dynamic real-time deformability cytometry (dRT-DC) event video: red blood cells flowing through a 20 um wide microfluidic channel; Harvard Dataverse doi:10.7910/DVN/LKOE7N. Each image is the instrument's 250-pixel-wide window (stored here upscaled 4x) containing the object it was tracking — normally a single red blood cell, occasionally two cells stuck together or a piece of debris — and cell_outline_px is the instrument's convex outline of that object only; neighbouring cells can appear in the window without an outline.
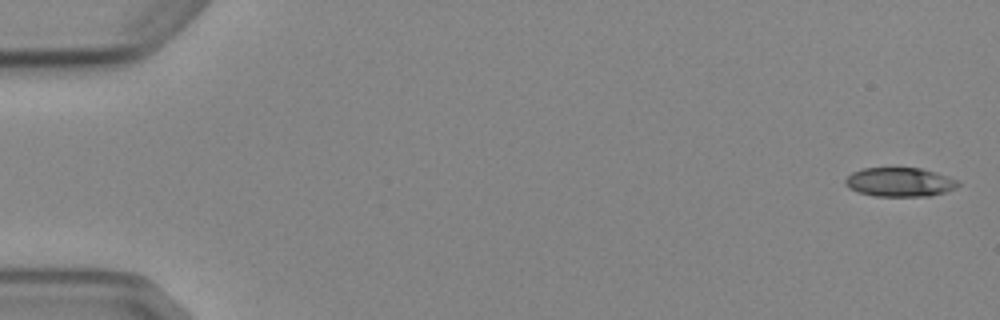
{"species": "Egyptian fruit bat (a non-hibernating species)", "species_latin": "Rousettus aegyptiacus", "temperature_condition": "cold", "stored_images_in_passage": 6, "camera_frame_rate_fps": 3000, "um_per_image_px": 0.085, "animal": {"sex": "female"}, "frame": {"image": 1, "passage_image": 1, "time_ms": 0.0, "image_size_px": [1000, 320], "cell_outline_px": [[960, 184], [956, 188], [932, 196], [876, 196], [860, 192], [848, 188], [844, 184], [844, 180], [852, 172], [864, 168], [920, 168], [936, 172], [960, 180]], "centroid_in_image_um": [76.5, 15.48], "position_along_channel_um": 8.5, "area_um2": 19.19}}
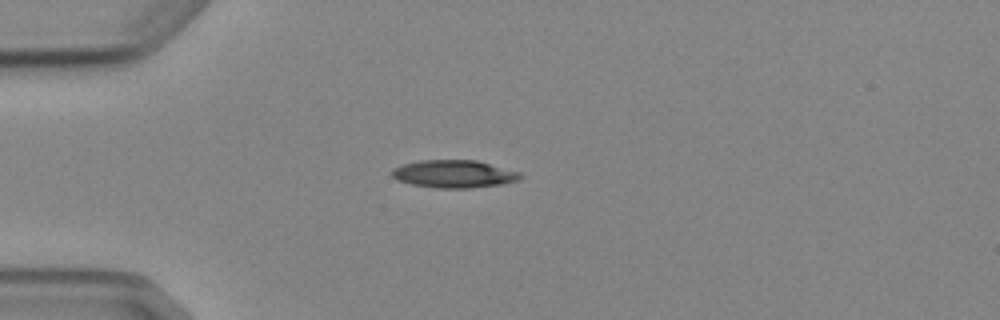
{"frame": {"image": 2, "passage_image": 4, "time_ms": 4.333, "image_size_px": [1000, 320], "cell_outline_px": [[524, 176], [516, 180], [504, 184], [468, 188], [436, 188], [412, 184], [396, 180], [392, 176], [392, 168], [400, 164], [420, 160], [476, 160], [520, 172]], "centroid_in_image_um": [38.56, 14.78], "position_along_channel_um": 46.4, "area_um2": 20.81}}
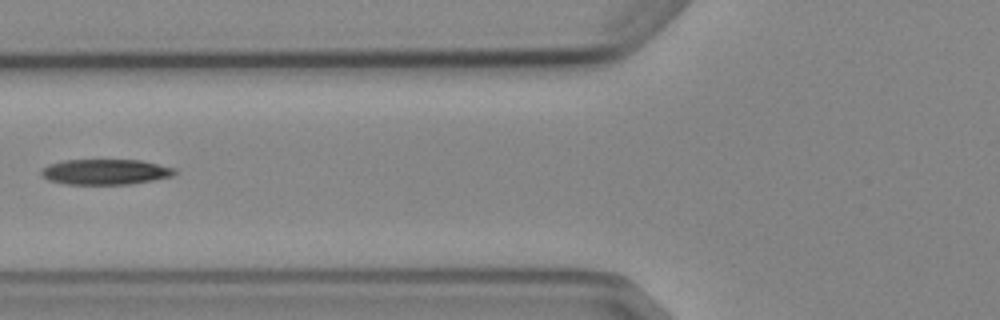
{"frame": {"image": 3, "passage_image": 6, "time_ms": 6.667, "image_size_px": [1000, 320], "cell_outline_px": [[176, 172], [172, 176], [132, 184], [68, 184], [48, 180], [40, 176], [40, 172], [48, 164], [64, 160], [140, 160], [176, 168]], "centroid_in_image_um": [8.94, 14.61], "position_along_channel_um": 116.9, "area_um2": 19.77}}